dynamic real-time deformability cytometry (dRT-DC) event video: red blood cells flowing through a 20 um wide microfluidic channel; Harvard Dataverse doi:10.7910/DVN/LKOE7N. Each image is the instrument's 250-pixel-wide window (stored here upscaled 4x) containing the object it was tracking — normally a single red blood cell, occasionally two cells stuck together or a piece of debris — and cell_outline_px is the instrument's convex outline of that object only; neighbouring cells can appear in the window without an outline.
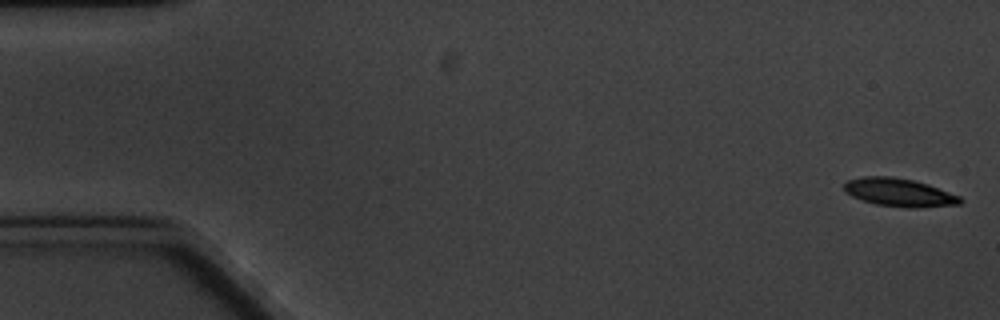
{"species": "common noctule bat (a hibernating species)", "species_latin": "Nyctalus noctula", "temperature_condition": "cold", "stored_images_in_passage": 6, "camera_frame_rate_fps": 3000, "um_per_image_px": 0.085, "animal": {"sex": "male", "body_mass_g": 20.1, "forearm_length_mm": 53.5}, "frame": {"image": 1, "passage_image": 1, "time_ms": 0.0, "image_size_px": [1000, 320], "cell_outline_px": [[964, 200], [960, 204], [916, 208], [904, 208], [876, 204], [852, 196], [844, 192], [844, 184], [848, 180], [864, 176], [892, 176], [912, 180], [928, 184], [960, 196]], "centroid_in_image_um": [76.44, 16.36], "position_along_channel_um": 8.6, "area_um2": 19.07}}
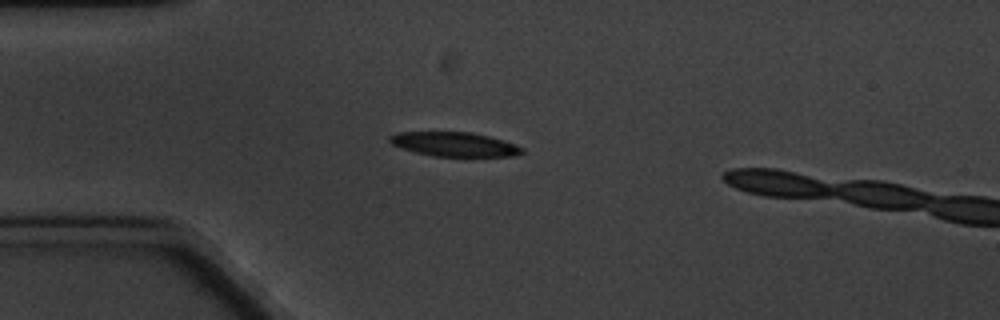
{"frame": {"image": 2, "passage_image": 5, "time_ms": 4.667, "image_size_px": [1000, 320], "cell_outline_px": [[524, 152], [512, 156], [432, 156], [416, 152], [392, 144], [388, 140], [388, 136], [396, 132], [472, 132], [504, 140], [516, 144], [524, 148]], "centroid_in_image_um": [38.63, 12.25], "position_along_channel_um": 46.4, "area_um2": 18.67}}